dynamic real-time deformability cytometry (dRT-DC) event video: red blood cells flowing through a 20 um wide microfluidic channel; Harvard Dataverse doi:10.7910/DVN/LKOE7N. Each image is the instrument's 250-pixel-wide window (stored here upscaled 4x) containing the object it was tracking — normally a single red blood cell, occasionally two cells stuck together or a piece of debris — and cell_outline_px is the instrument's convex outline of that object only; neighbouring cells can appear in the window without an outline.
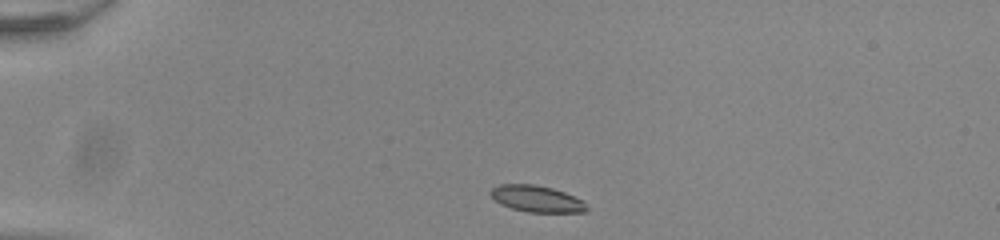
{"species": "common noctule bat (a hibernating species)", "species_latin": "Nyctalus noctula", "temperature_condition": "room temperature", "stored_images_in_passage": 42, "camera_frame_rate_fps": 3000, "um_per_image_px": 0.085, "animal": {"sex": "male", "body_mass_g": 20.0, "forearm_length_mm": 53.3}, "frame": {"image": 1, "passage_image": 1, "time_ms": 0.0, "image_size_px": [1000, 240], "cell_outline_px": [[588, 212], [528, 212], [512, 208], [500, 204], [488, 192], [492, 188], [500, 184], [536, 184], [552, 188], [564, 192], [584, 200], [588, 208]], "centroid_in_image_um": [45.64, 16.89], "position_along_channel_um": 39.4, "area_um2": 14.91}}
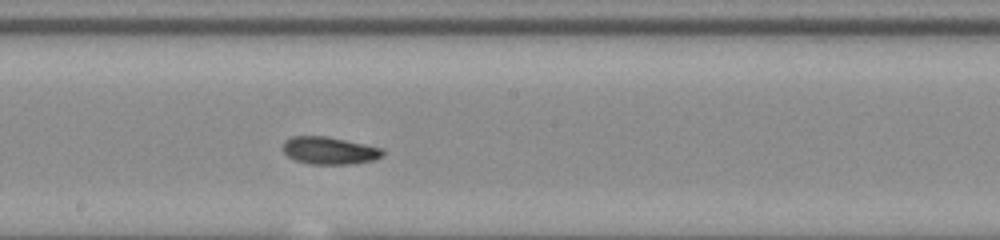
{"frame": {"image": 2, "passage_image": 19, "time_ms": 6.0, "image_size_px": [1000, 240], "cell_outline_px": [[384, 156], [372, 160], [356, 164], [312, 164], [296, 160], [288, 156], [284, 152], [284, 140], [292, 136], [324, 136], [384, 148]], "centroid_in_image_um": [28.03, 12.8], "position_along_channel_um": 220.2, "area_um2": 15.9}}
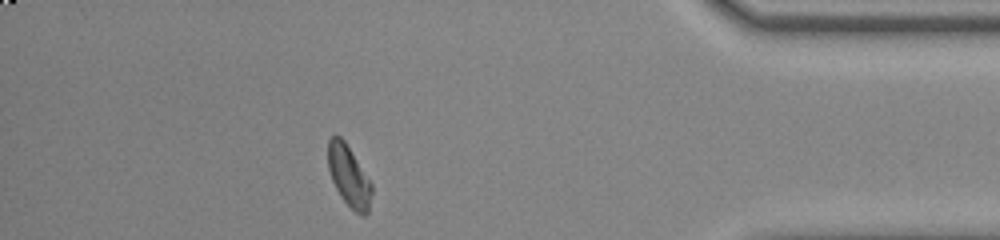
{"frame": {"image": 3, "passage_image": 36, "time_ms": 11.667, "image_size_px": [1000, 240], "cell_outline_px": [[372, 192], [368, 212], [364, 216], [356, 212], [340, 196], [332, 180], [328, 168], [328, 140], [332, 136], [340, 136], [344, 140], [372, 184]], "centroid_in_image_um": [29.65, 14.96], "position_along_channel_um": 405.6, "area_um2": 15.26}, "authors_computed_cell_mechanics": {"area_um2": 15.8083, "velocity_mm_per_s": 3.8847, "shape_relaxation_time_tau1_ms": 4.7738, "shape_relaxation_time_tau2_ms": 3.1344, "deformation_change_tau1": 0.1264, "deformation_change_tau2": 0.0705}}